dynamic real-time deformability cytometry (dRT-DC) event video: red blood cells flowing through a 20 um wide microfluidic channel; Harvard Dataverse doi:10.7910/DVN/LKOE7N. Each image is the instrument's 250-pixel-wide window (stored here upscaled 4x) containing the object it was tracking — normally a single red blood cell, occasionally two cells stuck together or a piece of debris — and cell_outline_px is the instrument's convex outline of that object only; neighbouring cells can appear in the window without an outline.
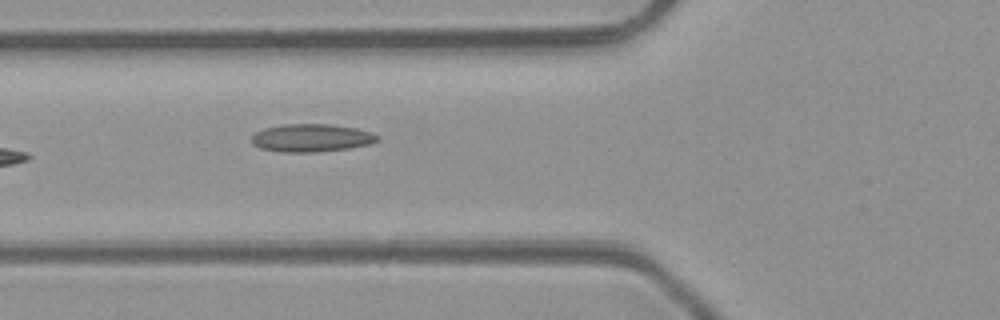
{"species": "common noctule bat (a hibernating species)", "species_latin": "Nyctalus noctula", "temperature_condition": "room temperature", "stored_images_in_passage": 7, "camera_frame_rate_fps": 3000, "um_per_image_px": 0.085, "animal": {"sex": "male", "body_mass_g": 23.1, "forearm_length_mm": 52.7}, "frame": {"image": 1, "passage_image": 7, "time_ms": 7.0, "image_size_px": [1000, 320], "cell_outline_px": [[380, 140], [368, 144], [348, 148], [316, 152], [280, 152], [260, 148], [252, 144], [252, 136], [256, 132], [264, 128], [284, 124], [332, 124], [356, 128], [372, 132], [380, 136]], "centroid_in_image_um": [26.48, 11.72], "position_along_channel_um": 99.3, "area_um2": 20.52}}